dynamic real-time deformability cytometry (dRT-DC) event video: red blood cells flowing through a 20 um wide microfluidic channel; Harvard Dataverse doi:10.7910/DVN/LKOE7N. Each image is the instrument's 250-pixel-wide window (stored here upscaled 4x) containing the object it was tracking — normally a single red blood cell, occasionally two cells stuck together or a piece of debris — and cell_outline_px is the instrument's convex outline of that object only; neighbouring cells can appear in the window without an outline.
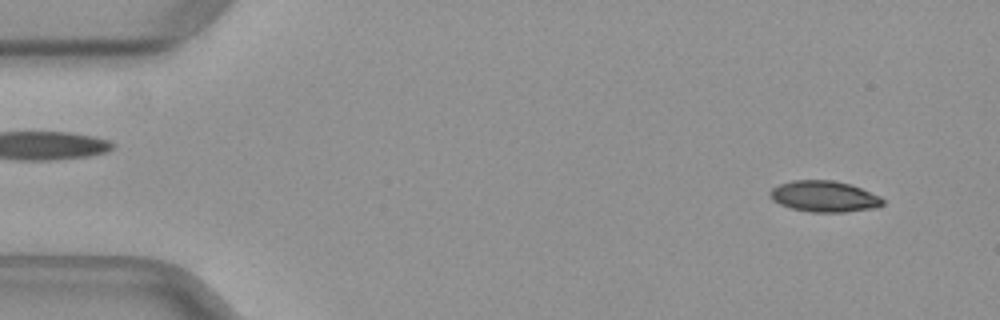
{"species": "common noctule bat (a hibernating species)", "species_latin": "Nyctalus noctula", "temperature_condition": "warm", "stored_images_in_passage": 8, "camera_frame_rate_fps": 3000, "um_per_image_px": 0.085, "animal": {"sex": "female", "body_mass_g": 29.2, "forearm_length_mm": 56.3}, "frame": {"image": 1, "passage_image": 3, "time_ms": 0.667, "image_size_px": [1000, 320], "cell_outline_px": [[884, 204], [876, 208], [844, 212], [808, 212], [792, 208], [780, 204], [772, 200], [768, 196], [768, 192], [772, 188], [780, 184], [792, 180], [832, 180], [852, 184], [880, 196], [884, 200]], "centroid_in_image_um": [70.05, 16.69], "position_along_channel_um": 14.9, "area_um2": 20.63}}